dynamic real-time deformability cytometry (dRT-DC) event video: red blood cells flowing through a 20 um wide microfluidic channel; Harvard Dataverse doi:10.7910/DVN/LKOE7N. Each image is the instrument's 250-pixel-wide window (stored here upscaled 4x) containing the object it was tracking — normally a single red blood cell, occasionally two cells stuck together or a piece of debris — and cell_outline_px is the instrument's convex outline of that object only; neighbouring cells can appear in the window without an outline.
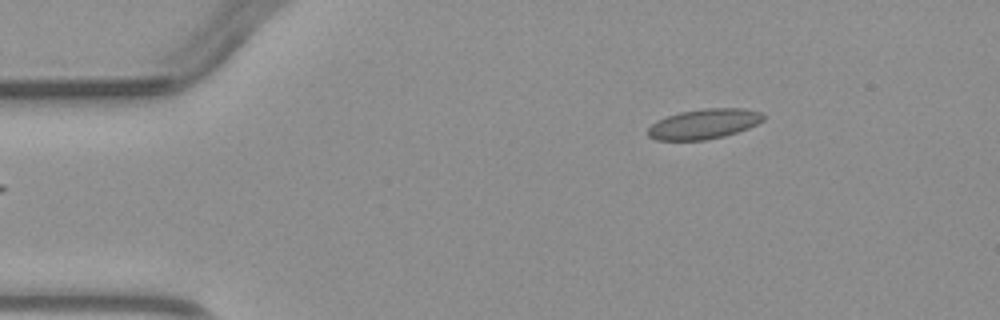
{"species": "common noctule bat (a hibernating species)", "species_latin": "Nyctalus noctula", "temperature_condition": "warm", "stored_images_in_passage": 3, "camera_frame_rate_fps": 3000, "um_per_image_px": 0.085, "animal": {"sex": "male", "body_mass_g": 23.1, "forearm_length_mm": 52.7}, "frame": {"image": 1, "passage_image": 3, "time_ms": 2.333, "image_size_px": [1000, 320], "cell_outline_px": [[768, 116], [764, 120], [748, 128], [724, 136], [704, 140], [656, 140], [648, 136], [648, 128], [656, 120], [680, 112], [704, 108], [744, 108], [764, 112]], "centroid_in_image_um": [59.88, 10.52], "position_along_channel_um": 25.1, "area_um2": 20.35}}